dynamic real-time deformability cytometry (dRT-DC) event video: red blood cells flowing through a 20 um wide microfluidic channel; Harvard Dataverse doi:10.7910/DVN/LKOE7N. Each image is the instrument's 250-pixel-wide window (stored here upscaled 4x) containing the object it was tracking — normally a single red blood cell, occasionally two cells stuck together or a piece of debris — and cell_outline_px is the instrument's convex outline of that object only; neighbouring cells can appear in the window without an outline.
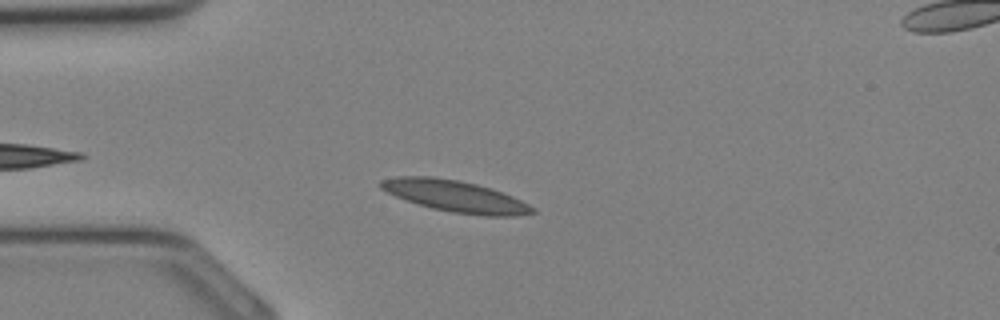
{"species": "Egyptian fruit bat (a non-hibernating species)", "species_latin": "Rousettus aegyptiacus", "temperature_condition": "cold", "stored_images_in_passage": 28, "camera_frame_rate_fps": 3000, "um_per_image_px": 0.085, "animal": {"sex": "female"}, "frame": {"image": 1, "passage_image": 4, "time_ms": 1.0, "image_size_px": [1000, 320], "cell_outline_px": [[536, 212], [516, 216], [484, 216], [452, 212], [432, 208], [396, 196], [380, 188], [380, 180], [396, 176], [432, 176], [460, 180], [492, 188], [504, 192], [536, 208]], "centroid_in_image_um": [38.73, 16.67], "position_along_channel_um": 46.3, "area_um2": 27.8}}
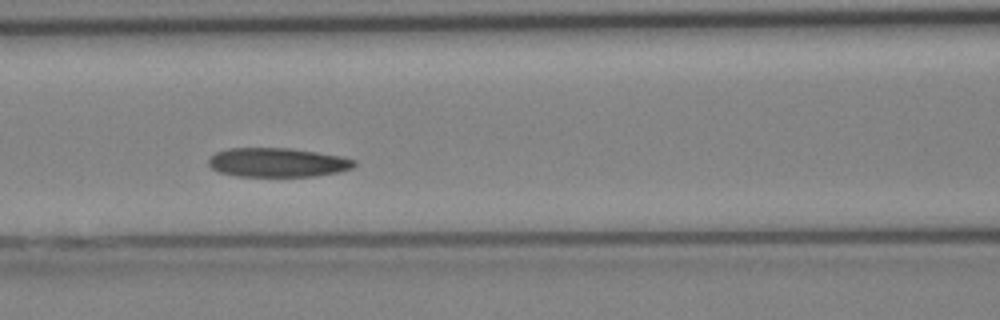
{"frame": {"image": 2, "passage_image": 10, "time_ms": 3.0, "image_size_px": [1000, 320], "cell_outline_px": [[356, 164], [352, 168], [336, 172], [316, 176], [236, 176], [220, 172], [212, 168], [208, 164], [208, 160], [216, 152], [228, 148], [292, 148], [340, 156], [356, 160]], "centroid_in_image_um": [23.58, 13.8], "position_along_channel_um": 143.0, "area_um2": 24.62}}
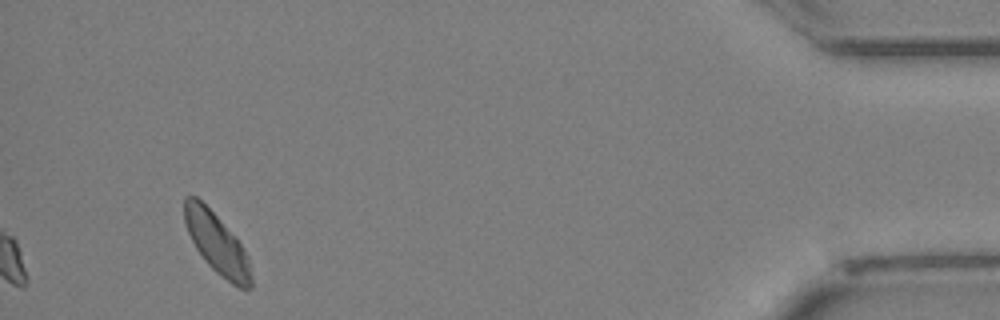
{"frame": {"image": 3, "passage_image": 28, "time_ms": 9.0, "image_size_px": [1000, 320], "cell_outline_px": [[252, 288], [240, 288], [232, 284], [216, 272], [204, 260], [196, 248], [188, 232], [184, 220], [184, 196], [196, 196], [236, 236], [248, 256], [252, 280]], "centroid_in_image_um": [18.44, 20.7], "position_along_channel_um": 416.8, "area_um2": 23.29}}